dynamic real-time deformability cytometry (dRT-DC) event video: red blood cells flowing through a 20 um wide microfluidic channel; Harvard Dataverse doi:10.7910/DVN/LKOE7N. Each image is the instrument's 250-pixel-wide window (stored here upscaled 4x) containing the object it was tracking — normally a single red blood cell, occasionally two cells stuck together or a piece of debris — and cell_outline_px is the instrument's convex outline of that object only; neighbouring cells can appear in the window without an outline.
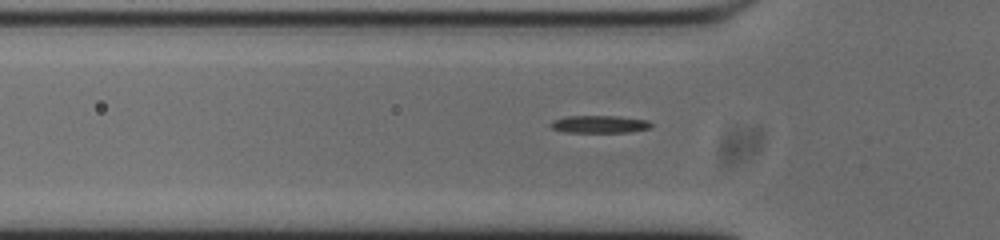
{"species": "common noctule bat (a hibernating species)", "species_latin": "Nyctalus noctula", "temperature_condition": "cold", "stored_images_in_passage": 53, "camera_frame_rate_fps": 3000, "um_per_image_px": 0.085, "animal": {"sex": "male", "body_mass_g": 20.0, "forearm_length_mm": 53.3}, "frame": {"image": 1, "passage_image": 16, "time_ms": 5.0, "image_size_px": [1000, 240], "cell_outline_px": [[652, 128], [628, 132], [564, 132], [552, 128], [548, 124], [552, 120], [568, 116], [616, 116], [648, 120], [652, 124]], "centroid_in_image_um": [50.95, 10.56], "position_along_channel_um": 74.9, "area_um2": 10.29}}
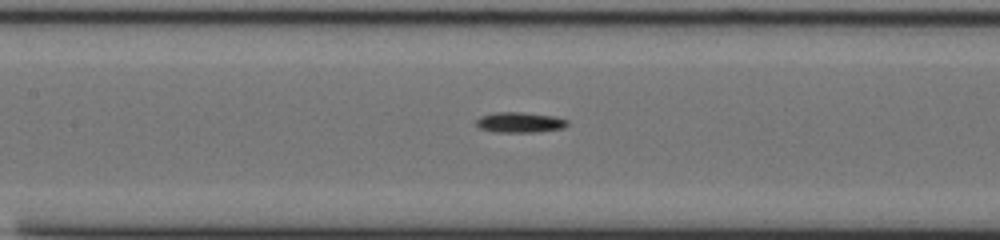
{"frame": {"image": 2, "passage_image": 23, "time_ms": 7.333, "image_size_px": [1000, 240], "cell_outline_px": [[568, 124], [564, 128], [536, 132], [496, 132], [480, 128], [476, 124], [476, 120], [480, 116], [492, 112], [524, 112], [556, 116], [568, 120]], "centroid_in_image_um": [44.2, 10.39], "position_along_channel_um": 163.2, "area_um2": 10.98}}
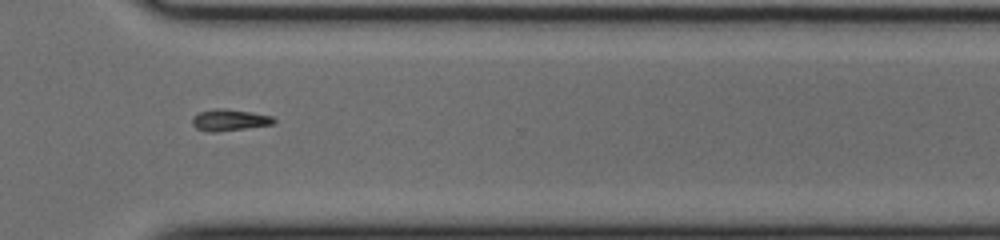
{"frame": {"image": 3, "passage_image": 38, "time_ms": 12.333, "image_size_px": [1000, 240], "cell_outline_px": [[276, 120], [272, 124], [216, 132], [204, 132], [196, 128], [192, 124], [192, 116], [200, 112], [216, 108], [224, 108], [252, 112], [272, 116]], "centroid_in_image_um": [19.46, 10.2], "position_along_channel_um": 351.1, "area_um2": 10.23}}